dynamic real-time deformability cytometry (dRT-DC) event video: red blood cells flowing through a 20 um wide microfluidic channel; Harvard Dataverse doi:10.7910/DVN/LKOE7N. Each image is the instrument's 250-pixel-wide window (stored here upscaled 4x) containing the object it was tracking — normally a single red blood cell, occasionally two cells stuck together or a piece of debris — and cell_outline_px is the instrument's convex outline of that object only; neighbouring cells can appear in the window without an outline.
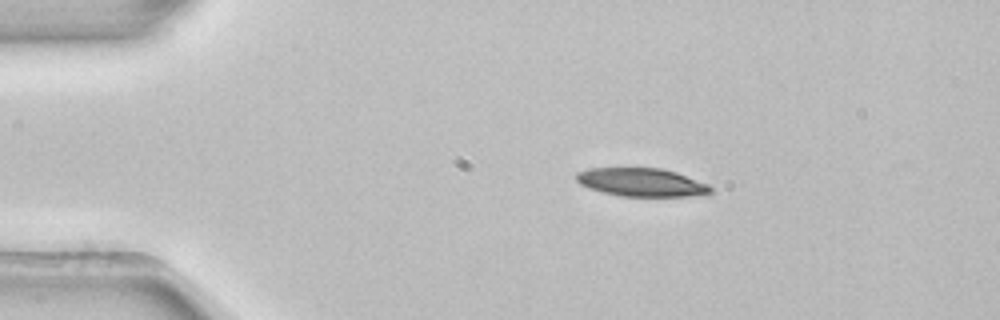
{"species": "common noctule bat (a hibernating species)", "species_latin": "Nyctalus noctula", "temperature_condition": "room temperature", "stored_images_in_passage": 3, "camera_frame_rate_fps": 3000, "um_per_image_px": 0.085, "animal": {"sex": "female", "body_mass_g": 22.7, "forearm_length_mm": 54.2}, "frame": {"image": 1, "passage_image": 2, "time_ms": 0.333, "image_size_px": [1000, 320], "cell_outline_px": [[712, 192], [688, 196], [620, 196], [588, 188], [580, 184], [576, 180], [576, 172], [588, 168], [660, 168], [676, 172], [708, 184], [712, 188]], "centroid_in_image_um": [54.49, 15.49], "position_along_channel_um": 30.5, "area_um2": 22.02}}